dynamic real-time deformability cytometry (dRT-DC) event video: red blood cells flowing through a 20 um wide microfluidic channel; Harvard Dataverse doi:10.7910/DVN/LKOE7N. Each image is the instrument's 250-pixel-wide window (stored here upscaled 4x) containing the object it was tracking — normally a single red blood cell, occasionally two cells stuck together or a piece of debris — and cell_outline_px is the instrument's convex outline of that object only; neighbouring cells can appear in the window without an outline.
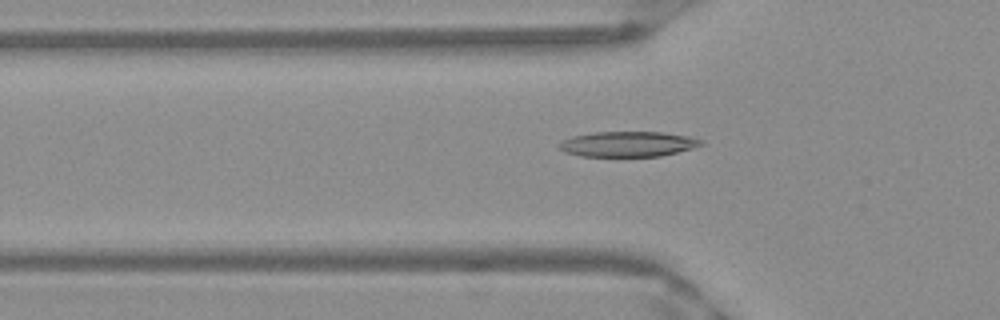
{"species": "Egyptian fruit bat (a non-hibernating species)", "species_latin": "Rousettus aegyptiacus", "temperature_condition": "warm", "stored_images_in_passage": 45, "camera_frame_rate_fps": 3000, "um_per_image_px": 0.085, "frame": {"image": 1, "passage_image": 17, "time_ms": 5.333, "image_size_px": [1000, 320], "cell_outline_px": [[704, 144], [692, 148], [660, 156], [580, 156], [564, 152], [560, 148], [560, 144], [564, 140], [572, 136], [592, 132], [660, 132], [688, 136], [704, 140]], "centroid_in_image_um": [53.38, 12.24], "position_along_channel_um": 72.4, "area_um2": 20.75}}
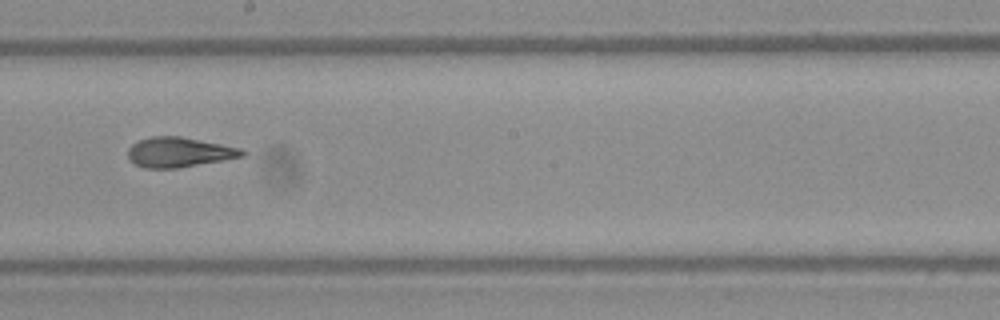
{"frame": {"image": 2, "passage_image": 29, "time_ms": 9.333, "image_size_px": [1000, 320], "cell_outline_px": [[248, 152], [244, 156], [176, 168], [144, 168], [136, 164], [128, 156], [128, 148], [132, 144], [140, 140], [152, 136], [180, 136], [240, 148]], "centroid_in_image_um": [15.22, 12.93], "position_along_channel_um": 233.0, "area_um2": 19.59}}
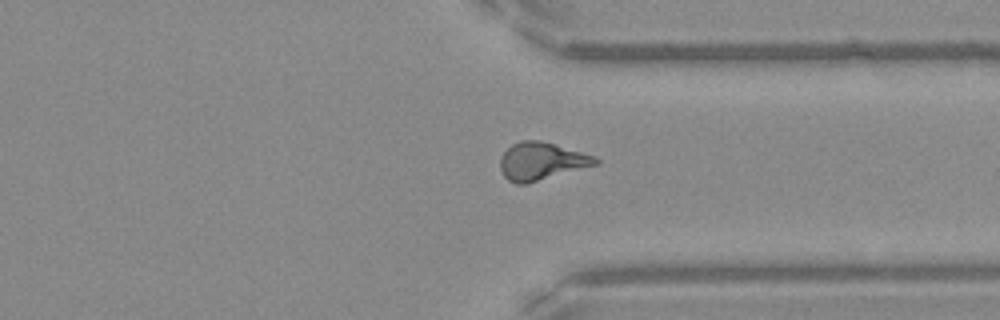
{"frame": {"image": 3, "passage_image": 39, "time_ms": 12.667, "image_size_px": [1000, 320], "cell_outline_px": [[600, 164], [528, 184], [516, 184], [508, 180], [504, 176], [500, 168], [500, 156], [512, 144], [520, 140], [540, 140], [580, 152], [592, 156], [600, 160]], "centroid_in_image_um": [46.0, 13.72], "position_along_channel_um": 365.4, "area_um2": 20.98}, "authors_computed_cell_mechanics": {"area_um2": 20.1144, "velocity_mm_per_s": 3.9831, "shape_relaxation_time_tau1_ms": null, "shape_relaxation_time_tau2_ms": 2.5994, "deformation_change_tau1": null, "deformation_change_tau2": 0.125}}